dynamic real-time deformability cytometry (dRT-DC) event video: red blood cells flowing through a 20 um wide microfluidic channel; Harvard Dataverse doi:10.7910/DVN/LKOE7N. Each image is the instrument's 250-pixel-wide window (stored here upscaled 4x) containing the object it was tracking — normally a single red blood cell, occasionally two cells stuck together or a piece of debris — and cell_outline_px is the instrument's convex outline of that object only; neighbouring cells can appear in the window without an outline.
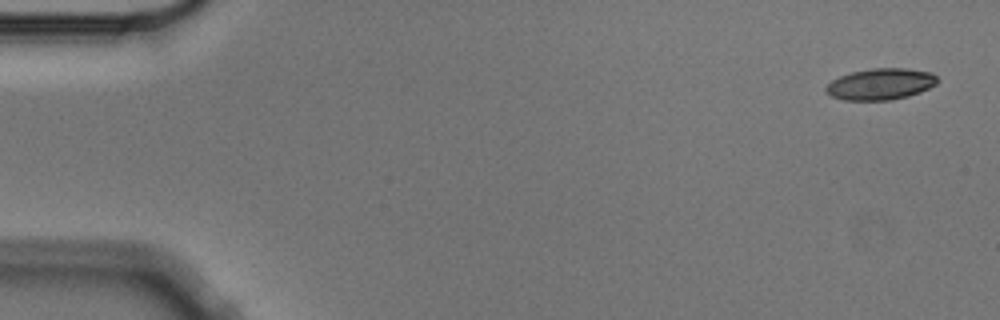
{"species": "Egyptian fruit bat (a non-hibernating species)", "species_latin": "Rousettus aegyptiacus", "temperature_condition": "cold", "stored_images_in_passage": 5, "segment_of_instrument_passage": [1, 2], "camera_frame_rate_fps": 3000, "um_per_image_px": 0.085, "animal": {"sex": "male"}, "frame": {"image": 1, "passage_image": 1, "time_ms": 0.0, "image_size_px": [1000, 320], "cell_outline_px": [[940, 80], [936, 84], [920, 92], [908, 96], [892, 100], [844, 100], [832, 96], [824, 88], [832, 80], [840, 76], [852, 72], [872, 68], [908, 68], [932, 72]], "centroid_in_image_um": [74.89, 7.14], "position_along_channel_um": 10.1, "area_um2": 20.4}}
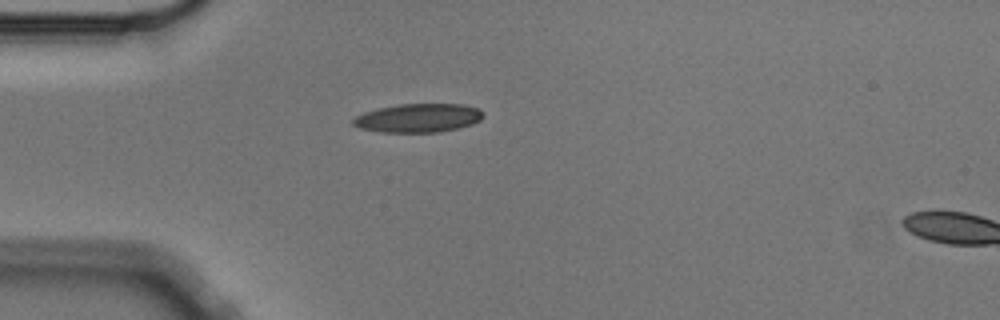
{"frame": {"image": 2, "passage_image": 4, "time_ms": 1.0, "image_size_px": [1000, 320], "cell_outline_px": [[484, 116], [480, 120], [472, 124], [460, 128], [440, 132], [380, 132], [360, 128], [352, 124], [352, 120], [356, 116], [364, 112], [376, 108], [400, 104], [464, 104], [476, 108], [484, 112]], "centroid_in_image_um": [35.56, 10.03], "position_along_channel_um": 49.4, "area_um2": 21.91}}